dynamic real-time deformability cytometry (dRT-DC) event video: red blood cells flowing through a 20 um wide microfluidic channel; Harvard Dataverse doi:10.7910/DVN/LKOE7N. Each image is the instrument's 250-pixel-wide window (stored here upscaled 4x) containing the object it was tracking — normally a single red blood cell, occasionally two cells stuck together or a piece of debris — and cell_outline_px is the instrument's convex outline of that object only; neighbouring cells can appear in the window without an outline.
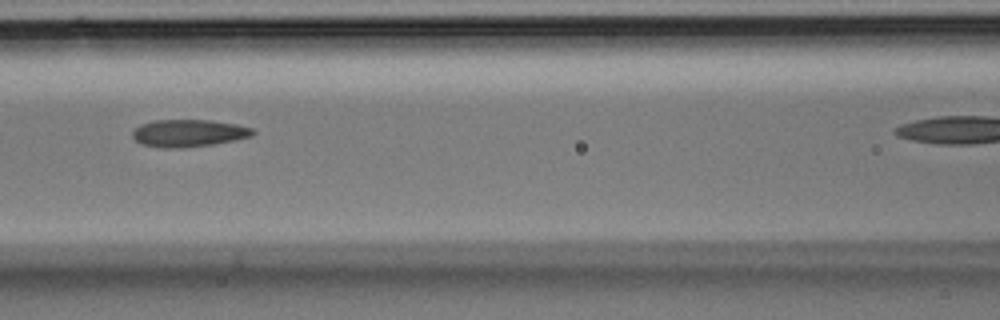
{"species": "Egyptian fruit bat (a non-hibernating species)", "species_latin": "Rousettus aegyptiacus", "temperature_condition": "room temperature", "stored_images_in_passage": 26, "camera_frame_rate_fps": 3000, "um_per_image_px": 0.085, "animal": {"sex": "male"}, "frame": {"image": 1, "passage_image": 12, "time_ms": 3.667, "image_size_px": [1000, 320], "cell_outline_px": [[256, 132], [252, 136], [236, 140], [212, 144], [184, 148], [160, 148], [140, 144], [132, 136], [132, 132], [140, 124], [152, 120], [212, 120], [236, 124], [252, 128]], "centroid_in_image_um": [16.02, 11.32], "position_along_channel_um": 150.6, "area_um2": 19.36}}
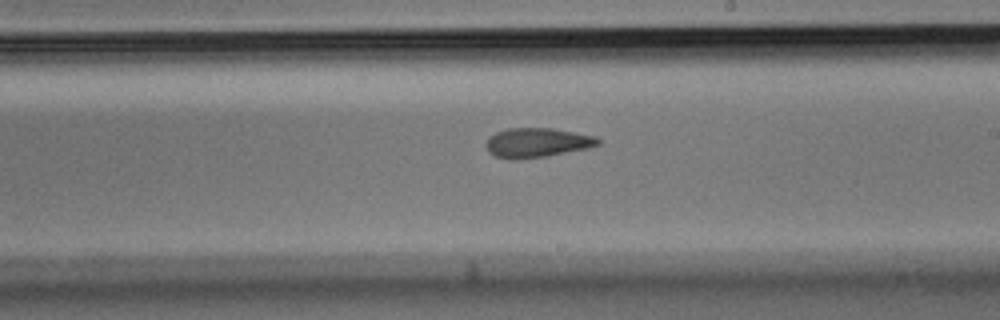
{"frame": {"image": 2, "passage_image": 17, "time_ms": 5.333, "image_size_px": [1000, 320], "cell_outline_px": [[600, 144], [588, 148], [548, 156], [516, 160], [512, 160], [496, 156], [488, 152], [484, 144], [496, 132], [508, 128], [552, 128], [596, 136], [600, 140]], "centroid_in_image_um": [45.65, 12.13], "position_along_channel_um": 243.4, "area_um2": 19.31}}
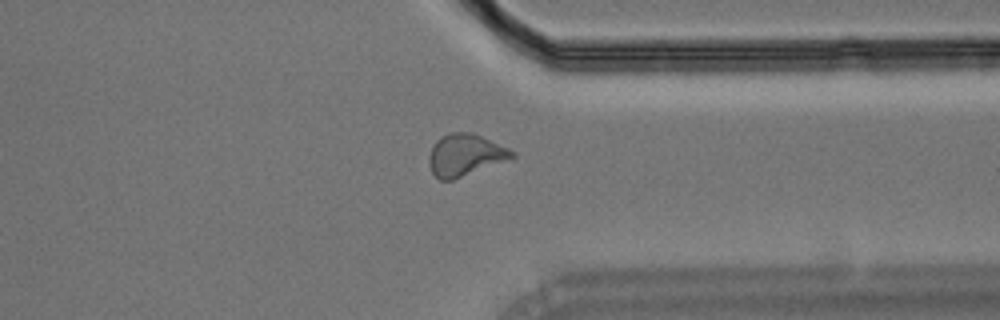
{"frame": {"image": 3, "passage_image": 24, "time_ms": 7.667, "image_size_px": [1000, 320], "cell_outline_px": [[516, 156], [452, 180], [440, 180], [432, 172], [428, 164], [428, 156], [432, 144], [440, 136], [448, 132], [472, 132], [508, 148], [516, 152]], "centroid_in_image_um": [39.48, 13.15], "position_along_channel_um": 371.9, "area_um2": 20.17}}